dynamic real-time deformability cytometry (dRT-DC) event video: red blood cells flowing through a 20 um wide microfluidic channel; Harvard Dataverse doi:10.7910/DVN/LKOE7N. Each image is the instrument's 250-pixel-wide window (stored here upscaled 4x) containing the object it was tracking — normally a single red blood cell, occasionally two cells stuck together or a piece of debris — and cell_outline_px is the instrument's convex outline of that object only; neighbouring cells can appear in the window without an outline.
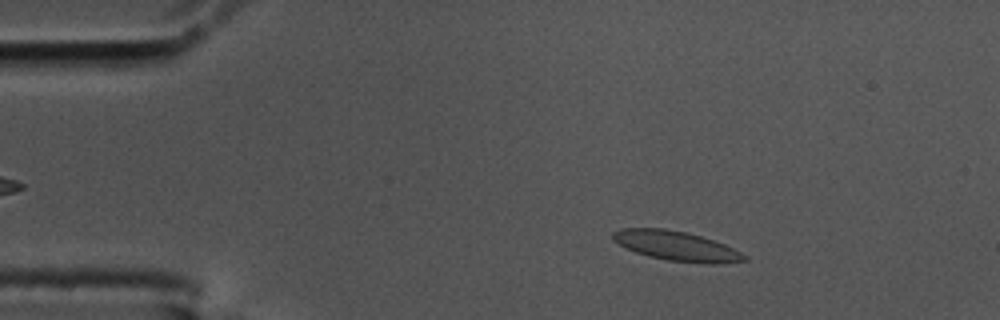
{"species": "common noctule bat (a hibernating species)", "species_latin": "Nyctalus noctula", "temperature_condition": "cold", "stored_images_in_passage": 57, "segment_of_instrument_passage": [1, 2], "camera_frame_rate_fps": 3000, "um_per_image_px": 0.085, "animal": {"sex": "male", "body_mass_g": 17.5, "forearm_length_mm": 52.3}, "frame": {"image": 1, "passage_image": 9, "time_ms": 2.667, "image_size_px": [1000, 320], "cell_outline_px": [[748, 260], [716, 264], [708, 264], [668, 260], [648, 256], [624, 248], [612, 240], [612, 232], [620, 228], [664, 228], [688, 232], [724, 244], [748, 256]], "centroid_in_image_um": [57.46, 20.9], "position_along_channel_um": 27.5, "area_um2": 22.77}}
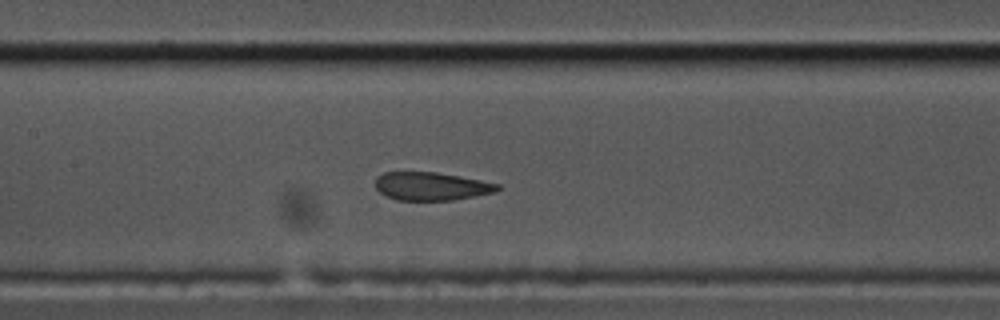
{"frame": {"image": 2, "passage_image": 26, "time_ms": 8.333, "image_size_px": [1000, 320], "cell_outline_px": [[500, 188], [496, 192], [476, 196], [452, 200], [396, 200], [380, 192], [376, 188], [376, 176], [384, 172], [436, 172], [460, 176], [500, 184]], "centroid_in_image_um": [36.67, 15.83], "position_along_channel_um": 170.7, "area_um2": 20.06}}
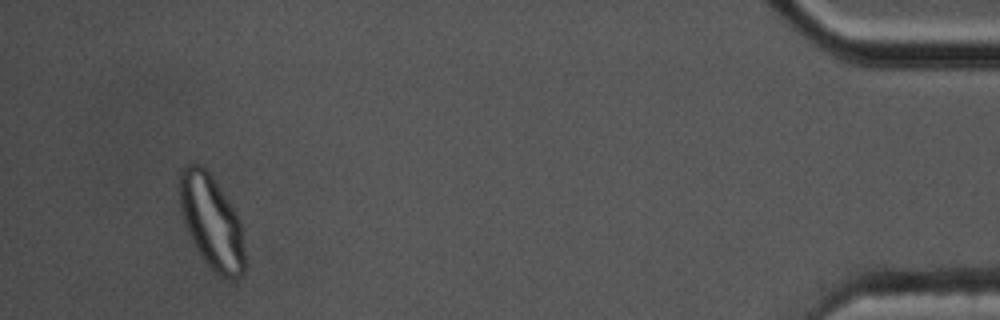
{"frame": {"image": 3, "passage_image": 53, "time_ms": 17.333, "image_size_px": [1000, 320], "cell_outline_px": [[244, 272], [236, 280], [220, 276], [200, 256], [188, 232], [180, 208], [180, 172], [184, 164], [200, 164], [208, 172], [240, 220], [244, 252]], "centroid_in_image_um": [17.97, 18.89], "position_along_channel_um": 417.2, "area_um2": 34.74}}